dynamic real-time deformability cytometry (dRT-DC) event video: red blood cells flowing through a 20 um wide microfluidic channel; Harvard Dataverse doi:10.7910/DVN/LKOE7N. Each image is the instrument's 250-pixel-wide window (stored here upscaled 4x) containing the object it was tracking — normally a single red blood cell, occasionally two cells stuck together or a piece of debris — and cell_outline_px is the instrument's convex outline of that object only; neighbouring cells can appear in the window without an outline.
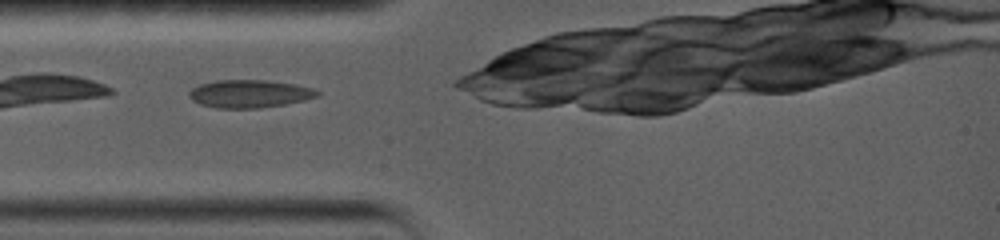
{"species": "common noctule bat (a hibernating species)", "species_latin": "Nyctalus noctula", "temperature_condition": "warm", "stored_images_in_passage": 24, "camera_frame_rate_fps": 5000, "um_per_image_px": 0.085, "animal": {"sex": "female", "body_mass_g": 19.0, "forearm_length_mm": 56.7}, "frame": {"image": 1, "passage_image": 1, "time_ms": 0.0, "image_size_px": [1000, 240], "cell_outline_px": [[320, 96], [304, 100], [284, 104], [256, 108], [216, 108], [200, 104], [192, 100], [188, 96], [188, 92], [192, 88], [200, 84], [216, 80], [264, 80], [296, 84], [312, 88], [320, 92]], "centroid_in_image_um": [21.19, 7.96], "position_along_channel_um": 63.8, "area_um2": 20.81}}
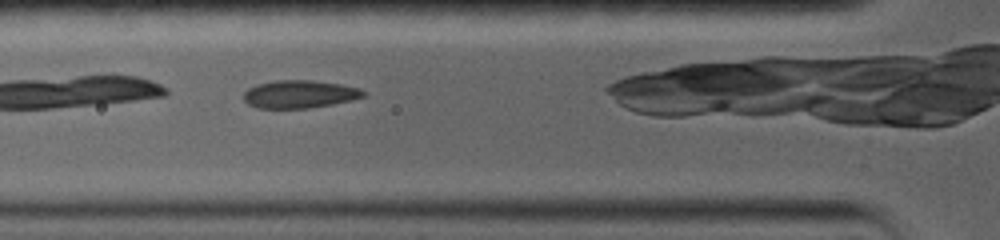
{"frame": {"image": 2, "passage_image": 4, "time_ms": 1.0, "image_size_px": [1000, 240], "cell_outline_px": [[364, 96], [332, 104], [308, 108], [256, 108], [248, 104], [244, 100], [244, 92], [248, 88], [256, 84], [276, 80], [312, 80], [340, 84], [360, 88], [364, 92]], "centroid_in_image_um": [25.41, 8.0], "position_along_channel_um": 100.4, "area_um2": 19.31}}
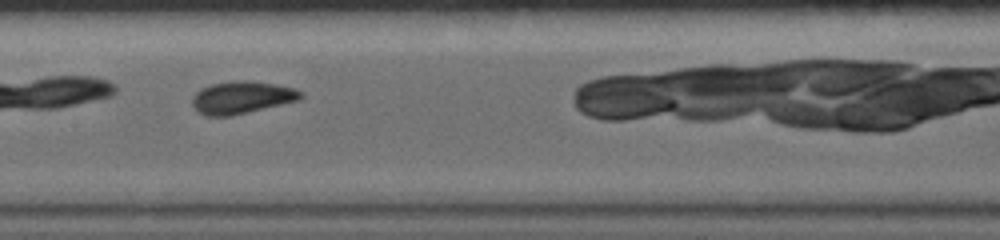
{"frame": {"image": 3, "passage_image": 11, "time_ms": 3.4, "image_size_px": [1000, 240], "cell_outline_px": [[304, 96], [300, 100], [232, 116], [208, 116], [200, 112], [192, 104], [192, 96], [200, 88], [212, 84], [236, 80], [248, 80], [276, 84], [296, 88], [304, 92]], "centroid_in_image_um": [20.6, 8.27], "position_along_channel_um": 186.8, "area_um2": 20.69}}